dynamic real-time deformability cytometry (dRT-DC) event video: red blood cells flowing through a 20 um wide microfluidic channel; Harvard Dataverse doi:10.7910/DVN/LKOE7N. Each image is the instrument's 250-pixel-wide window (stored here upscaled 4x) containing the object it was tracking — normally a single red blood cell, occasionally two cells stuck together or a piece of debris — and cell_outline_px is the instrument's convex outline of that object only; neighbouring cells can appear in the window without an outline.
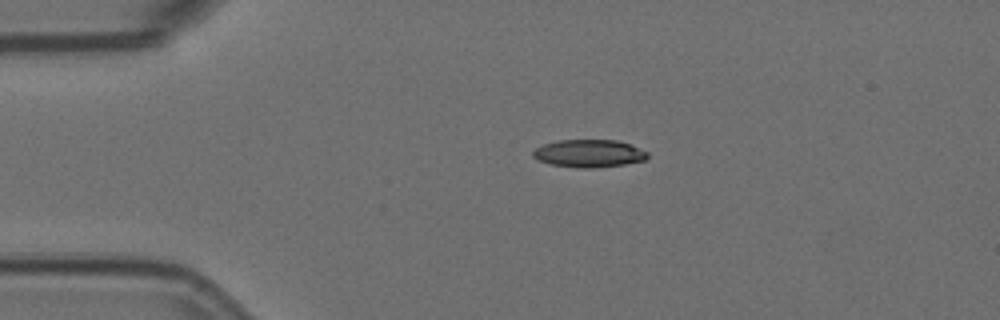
{"species": "Egyptian fruit bat (a non-hibernating species)", "species_latin": "Rousettus aegyptiacus", "temperature_condition": "room temperature", "stored_images_in_passage": 2, "camera_frame_rate_fps": 3000, "um_per_image_px": 0.085, "animal": {"sex": "female"}, "frame": {"image": 1, "passage_image": 1, "time_ms": 0.0, "image_size_px": [1000, 320], "cell_outline_px": [[648, 156], [644, 160], [624, 164], [596, 168], [580, 168], [552, 164], [536, 160], [532, 156], [532, 152], [536, 148], [544, 144], [556, 140], [616, 140], [628, 144], [648, 152]], "centroid_in_image_um": [50.02, 13.04], "position_along_channel_um": 35.0, "area_um2": 18.38}}